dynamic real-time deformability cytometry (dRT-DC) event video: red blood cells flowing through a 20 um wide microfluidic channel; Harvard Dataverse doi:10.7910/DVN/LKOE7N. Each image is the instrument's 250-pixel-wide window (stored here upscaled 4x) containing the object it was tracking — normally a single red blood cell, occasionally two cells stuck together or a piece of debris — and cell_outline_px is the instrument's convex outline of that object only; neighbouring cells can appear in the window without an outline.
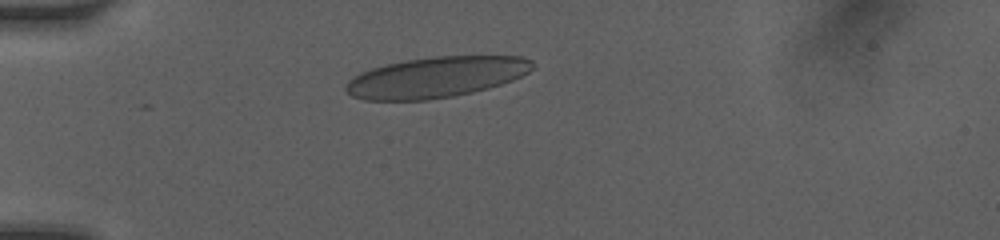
{"species": "human", "species_latin": "Homo sapiens", "temperature_condition": "room temperature", "stored_images_in_passage": 26, "camera_frame_rate_fps": 3000, "um_per_image_px": 0.085, "donor": {"sex": "female"}, "frame": {"image": 1, "passage_image": 7, "time_ms": 2.333, "image_size_px": [1000, 240], "cell_outline_px": [[532, 68], [528, 72], [512, 80], [488, 88], [472, 92], [452, 96], [428, 100], [364, 100], [352, 96], [344, 88], [348, 80], [352, 76], [360, 72], [372, 68], [388, 64], [408, 60], [436, 56], [520, 56], [532, 60]], "centroid_in_image_um": [37.04, 6.56], "position_along_channel_um": 48.0, "area_um2": 44.04}}
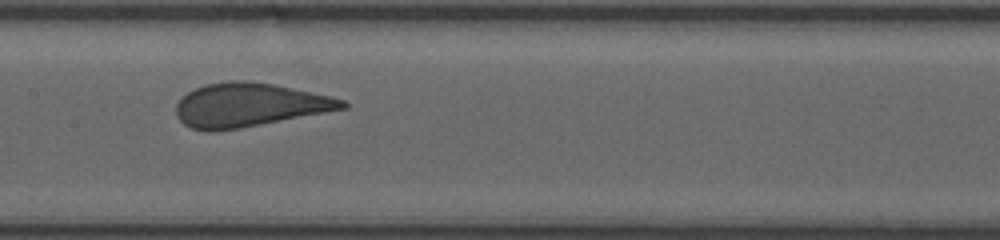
{"frame": {"image": 2, "passage_image": 16, "time_ms": 6.333, "image_size_px": [1000, 240], "cell_outline_px": [[348, 108], [240, 128], [212, 132], [208, 132], [192, 128], [184, 124], [176, 116], [176, 104], [188, 92], [204, 84], [228, 80], [248, 80], [272, 84], [332, 96], [344, 100], [348, 104]], "centroid_in_image_um": [21.17, 8.92], "position_along_channel_um": 186.2, "area_um2": 42.31}}
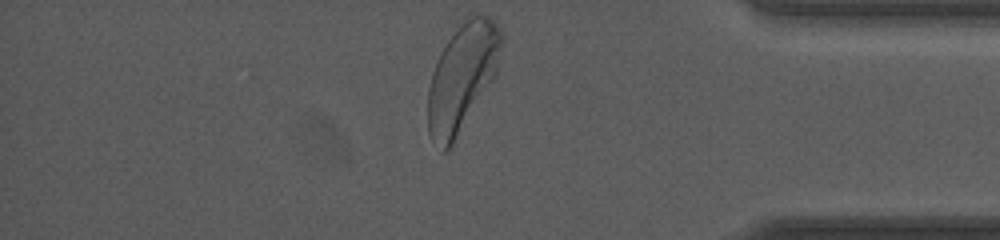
{"frame": {"image": 3, "passage_image": 26, "time_ms": 12.0, "image_size_px": [1000, 240], "cell_outline_px": [[504, 40], [496, 76], [452, 144], [444, 152], [432, 140], [428, 132], [428, 88], [432, 72], [440, 52], [448, 40], [460, 24], [472, 16], [488, 16], [496, 24]], "centroid_in_image_um": [39.29, 6.58], "position_along_channel_um": 395.9, "area_um2": 45.55}, "authors_computed_cell_mechanics": {"area_um2": 43.0032, "velocity_mm_per_s": 4.0933, "shape_relaxation_time_tau1_ms": 3.6163, "shape_relaxation_time_tau2_ms": null, "deformation_change_tau1": 0.143, "deformation_change_tau2": null}}